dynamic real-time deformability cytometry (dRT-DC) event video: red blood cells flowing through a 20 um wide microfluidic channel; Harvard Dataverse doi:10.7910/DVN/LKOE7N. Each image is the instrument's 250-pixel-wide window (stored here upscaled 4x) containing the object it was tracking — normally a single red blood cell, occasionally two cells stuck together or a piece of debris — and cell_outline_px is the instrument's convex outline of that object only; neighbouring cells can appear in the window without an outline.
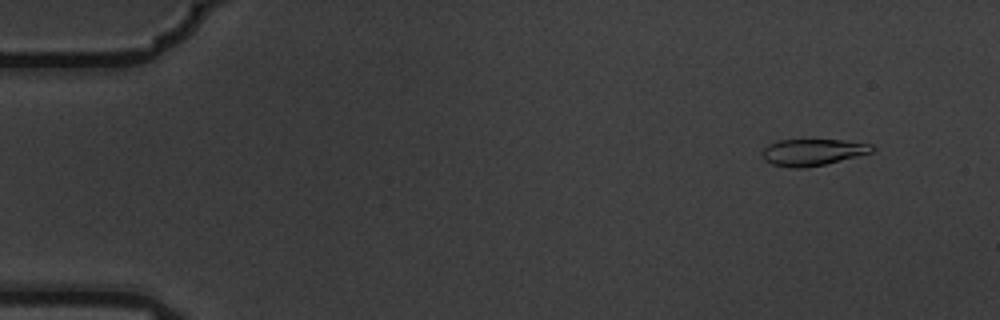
{"species": "common noctule bat (a hibernating species)", "species_latin": "Nyctalus noctula", "temperature_condition": "warm", "stored_images_in_passage": 4, "camera_frame_rate_fps": 3000, "um_per_image_px": 0.085, "animal": {"sex": "male", "body_mass_g": 19.5, "forearm_length_mm": 54.6}, "frame": {"image": 1, "passage_image": 1, "time_ms": 0.0, "image_size_px": [1000, 320], "cell_outline_px": [[876, 148], [872, 152], [824, 164], [804, 168], [788, 168], [772, 164], [764, 160], [764, 148], [768, 144], [776, 140], [840, 140], [872, 144]], "centroid_in_image_um": [69.06, 12.93], "position_along_channel_um": 15.9, "area_um2": 16.88}}